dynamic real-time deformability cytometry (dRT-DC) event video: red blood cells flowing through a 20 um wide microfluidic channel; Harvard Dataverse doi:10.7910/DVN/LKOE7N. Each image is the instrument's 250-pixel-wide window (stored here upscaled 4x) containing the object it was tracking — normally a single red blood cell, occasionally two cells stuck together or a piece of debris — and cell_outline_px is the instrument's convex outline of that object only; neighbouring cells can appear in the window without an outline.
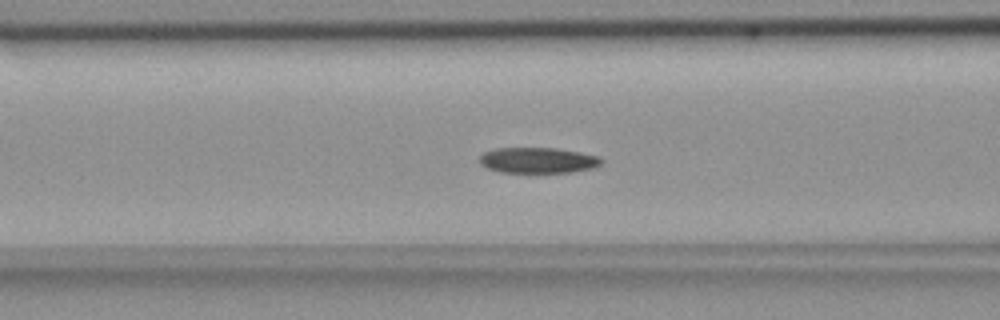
{"species": "common noctule bat (a hibernating species)", "species_latin": "Nyctalus noctula", "temperature_condition": "room temperature", "stored_images_in_passage": 40, "camera_frame_rate_fps": 3000, "um_per_image_px": 0.085, "animal": {"sex": "female", "body_mass_g": 18.4}, "frame": {"image": 1, "passage_image": 6, "time_ms": 1.667, "image_size_px": [1000, 320], "cell_outline_px": [[604, 160], [596, 168], [572, 172], [500, 172], [488, 168], [480, 164], [480, 156], [484, 152], [496, 148], [556, 148], [580, 152], [600, 156]], "centroid_in_image_um": [45.77, 13.62], "position_along_channel_um": 120.8, "area_um2": 18.32}}
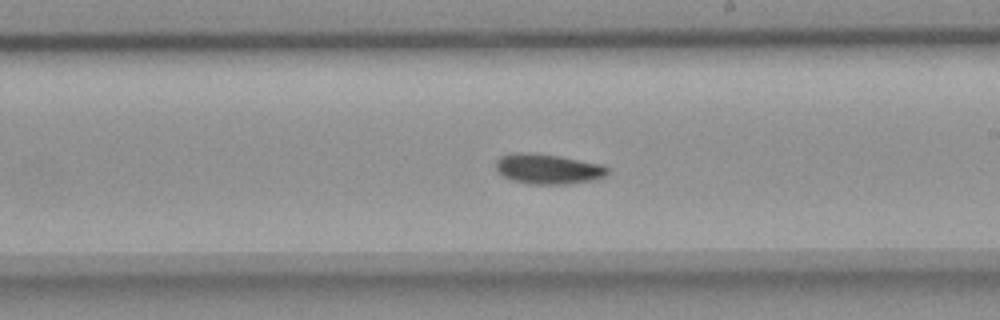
{"frame": {"image": 2, "passage_image": 16, "time_ms": 5.0, "image_size_px": [1000, 320], "cell_outline_px": [[608, 176], [592, 180], [568, 184], [532, 184], [512, 180], [504, 176], [496, 168], [496, 160], [500, 156], [508, 152], [532, 152], [560, 156], [604, 164], [608, 168]], "centroid_in_image_um": [46.6, 14.34], "position_along_channel_um": 242.4, "area_um2": 19.88}}
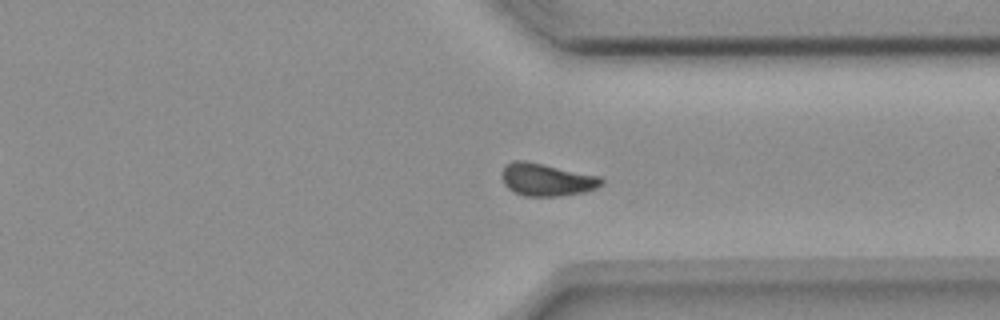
{"frame": {"image": 3, "passage_image": 26, "time_ms": 8.333, "image_size_px": [1000, 320], "cell_outline_px": [[604, 184], [596, 188], [584, 192], [560, 196], [524, 196], [508, 188], [504, 184], [500, 172], [504, 164], [512, 160], [524, 160], [600, 176], [604, 180]], "centroid_in_image_um": [46.44, 15.26], "position_along_channel_um": 365.0, "area_um2": 19.07}, "authors_computed_cell_mechanics": {"area_um2": 18.785, "velocity_mm_per_s": 3.659, "shape_relaxation_time_tau1_ms": 8.3983, "shape_relaxation_time_tau2_ms": null, "deformation_change_tau1": 0.1432, "deformation_change_tau2": null}}